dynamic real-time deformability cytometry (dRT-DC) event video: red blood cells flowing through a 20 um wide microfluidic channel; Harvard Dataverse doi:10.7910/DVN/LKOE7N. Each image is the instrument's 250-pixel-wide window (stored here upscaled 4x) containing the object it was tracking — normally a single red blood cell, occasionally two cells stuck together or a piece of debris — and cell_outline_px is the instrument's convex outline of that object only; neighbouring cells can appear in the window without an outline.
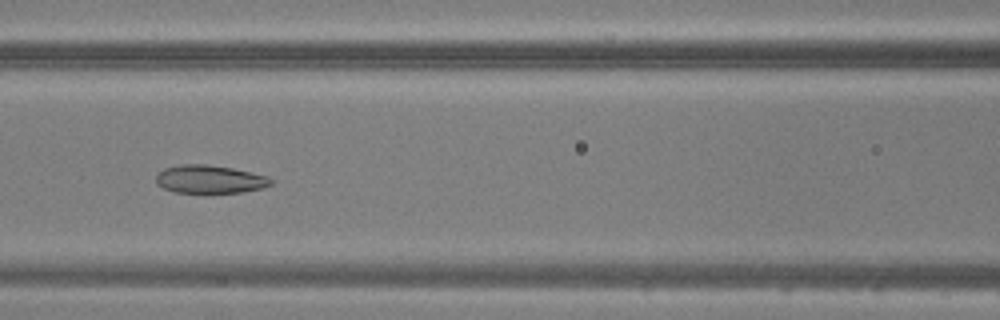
{"species": "common noctule bat (a hibernating species)", "species_latin": "Nyctalus noctula", "temperature_condition": "warm", "stored_images_in_passage": 47, "camera_frame_rate_fps": 3000, "um_per_image_px": 0.085, "animal": {"sex": "male", "body_mass_g": 20.5, "forearm_length_mm": 52.5}, "frame": {"image": 1, "passage_image": 21, "time_ms": 6.667, "image_size_px": [1000, 320], "cell_outline_px": [[272, 184], [264, 188], [240, 192], [204, 196], [176, 192], [164, 188], [156, 184], [156, 176], [164, 168], [180, 164], [208, 164], [232, 168], [268, 176], [272, 180]], "centroid_in_image_um": [17.82, 15.28], "position_along_channel_um": 148.8, "area_um2": 19.65}}
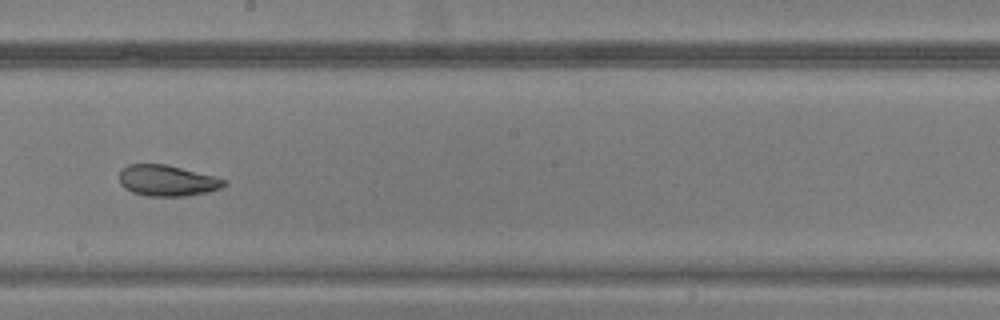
{"frame": {"image": 2, "passage_image": 27, "time_ms": 8.667, "image_size_px": [1000, 320], "cell_outline_px": [[228, 184], [220, 188], [204, 192], [184, 196], [148, 196], [132, 192], [124, 188], [120, 184], [120, 168], [128, 164], [168, 164], [212, 176], [224, 180]], "centroid_in_image_um": [14.15, 15.34], "position_along_channel_um": 234.1, "area_um2": 18.79}}
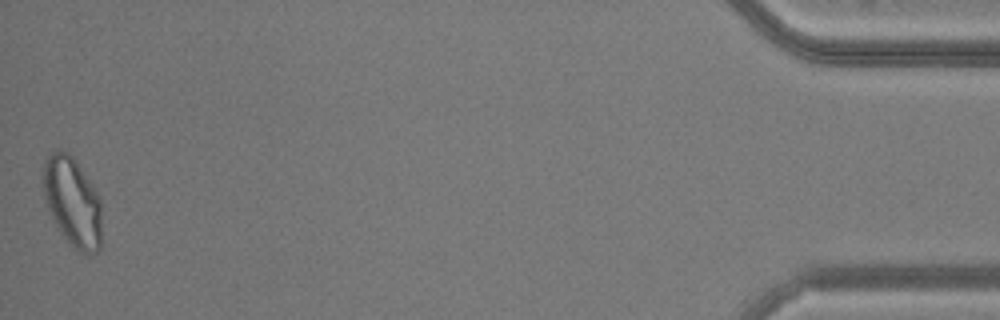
{"frame": {"image": 3, "passage_image": 47, "time_ms": 15.333, "image_size_px": [1000, 320], "cell_outline_px": [[100, 248], [96, 252], [80, 252], [72, 248], [68, 244], [60, 232], [48, 208], [44, 196], [44, 160], [56, 148], [68, 152], [76, 160], [92, 184], [100, 200]], "centroid_in_image_um": [6.15, 17.14], "position_along_channel_um": 429.1, "area_um2": 30.23}}